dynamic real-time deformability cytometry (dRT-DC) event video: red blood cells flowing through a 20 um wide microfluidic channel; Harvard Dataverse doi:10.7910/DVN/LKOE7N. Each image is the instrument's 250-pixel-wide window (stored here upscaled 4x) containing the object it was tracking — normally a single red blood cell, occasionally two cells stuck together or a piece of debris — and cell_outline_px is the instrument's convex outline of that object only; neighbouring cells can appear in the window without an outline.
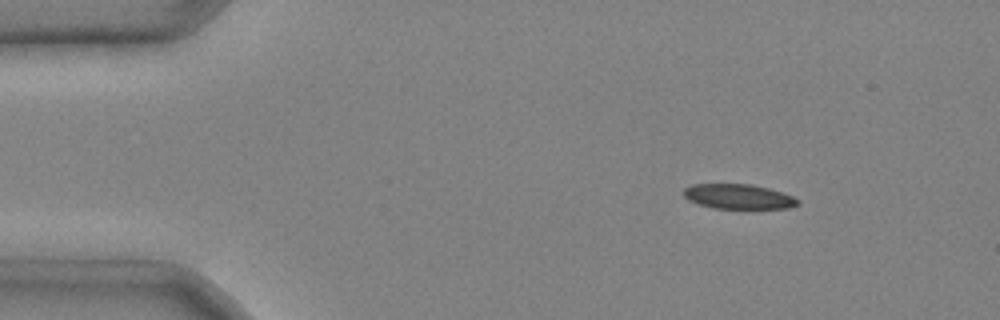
{"species": "common noctule bat (a hibernating species)", "species_latin": "Nyctalus noctula", "temperature_condition": "cold", "stored_images_in_passage": 4, "segment_of_instrument_passage": [1, 2], "camera_frame_rate_fps": 3000, "um_per_image_px": 0.085, "animal": {"sex": "male", "body_mass_g": 20.4}, "frame": {"image": 1, "passage_image": 1, "time_ms": 0.0, "image_size_px": [1000, 320], "cell_outline_px": [[800, 204], [788, 208], [712, 208], [688, 200], [684, 196], [684, 188], [692, 184], [752, 184], [768, 188], [792, 196], [800, 200]], "centroid_in_image_um": [62.76, 16.7], "position_along_channel_um": 22.2, "area_um2": 16.42}}